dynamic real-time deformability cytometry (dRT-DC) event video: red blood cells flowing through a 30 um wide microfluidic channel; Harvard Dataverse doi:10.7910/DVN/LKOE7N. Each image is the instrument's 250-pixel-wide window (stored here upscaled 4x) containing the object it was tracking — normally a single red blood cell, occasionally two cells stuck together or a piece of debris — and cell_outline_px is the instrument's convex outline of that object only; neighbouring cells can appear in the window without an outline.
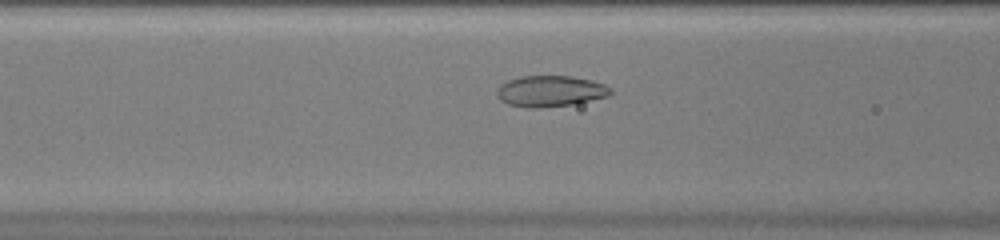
{"species": "common noctule bat (a hibernating species)", "species_latin": "Nyctalus noctula", "temperature_condition": "warm", "stored_images_in_passage": 43, "camera_frame_rate_fps": 3000, "um_per_image_px": 0.085, "animal": {"sex": "female", "body_mass_g": 20.0, "forearm_length_mm": 54.0}, "frame": {"image": 1, "passage_image": 13, "time_ms": 4.0, "image_size_px": [1000, 240], "cell_outline_px": [[612, 92], [608, 96], [572, 104], [536, 108], [528, 108], [508, 104], [500, 100], [496, 92], [500, 84], [508, 80], [520, 76], [568, 76], [592, 80], [604, 84], [612, 88]], "centroid_in_image_um": [46.76, 7.74], "position_along_channel_um": 119.8, "area_um2": 20.52}}
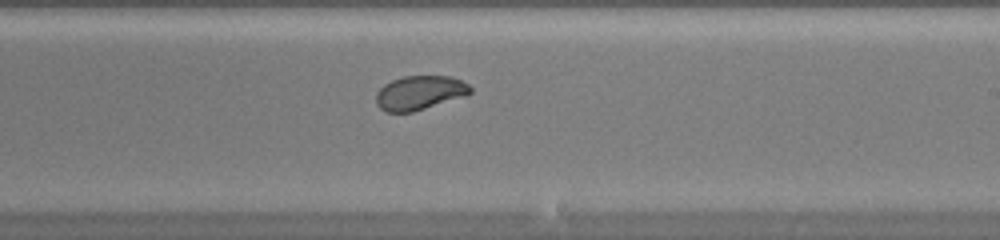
{"frame": {"image": 2, "passage_image": 23, "time_ms": 7.333, "image_size_px": [1000, 240], "cell_outline_px": [[472, 92], [464, 96], [412, 112], [384, 112], [376, 104], [376, 92], [384, 84], [392, 80], [404, 76], [448, 76], [460, 80], [468, 84], [472, 88]], "centroid_in_image_um": [35.64, 7.89], "position_along_channel_um": 253.4, "area_um2": 18.67}}
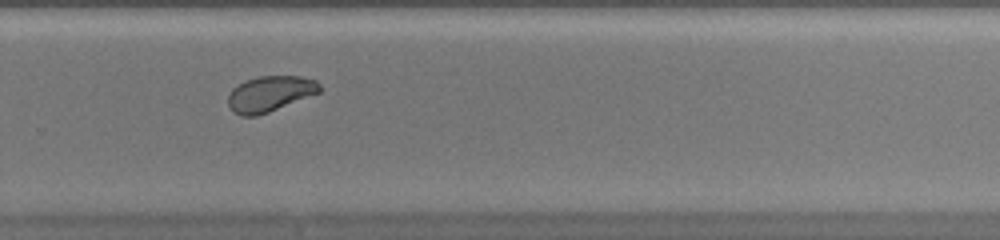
{"frame": {"image": 3, "passage_image": 27, "time_ms": 8.667, "image_size_px": [1000, 240], "cell_outline_px": [[320, 92], [268, 112], [256, 116], [240, 116], [232, 112], [228, 104], [228, 96], [232, 88], [248, 80], [260, 76], [300, 76], [316, 80], [320, 84]], "centroid_in_image_um": [22.93, 7.98], "position_along_channel_um": 306.9, "area_um2": 18.84}, "authors_computed_cell_mechanics": {"area_um2": 20.519, "velocity_mm_per_s": 4.0122, "shape_relaxation_time_tau1_ms": 3.0775, "shape_relaxation_time_tau2_ms": null, "deformation_change_tau1": 0.1326, "deformation_change_tau2": null}}